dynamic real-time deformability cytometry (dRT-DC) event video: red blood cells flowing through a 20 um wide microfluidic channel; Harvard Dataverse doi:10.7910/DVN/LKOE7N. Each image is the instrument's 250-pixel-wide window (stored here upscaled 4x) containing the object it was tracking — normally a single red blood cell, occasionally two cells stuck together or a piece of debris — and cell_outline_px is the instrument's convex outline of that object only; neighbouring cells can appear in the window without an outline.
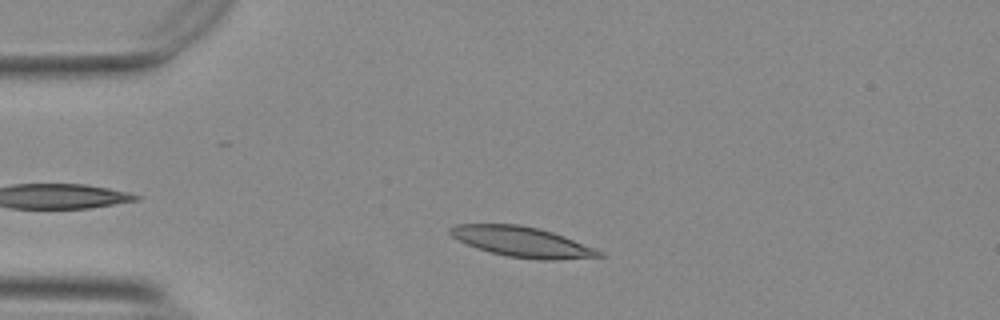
{"species": "Egyptian fruit bat (a non-hibernating species)", "species_latin": "Rousettus aegyptiacus", "temperature_condition": "warm", "stored_images_in_passage": 42, "camera_frame_rate_fps": 3000, "um_per_image_px": 0.085, "animal": {"sex": "female"}, "frame": {"image": 1, "passage_image": 8, "time_ms": 2.333, "image_size_px": [1000, 320], "cell_outline_px": [[604, 256], [556, 260], [544, 260], [508, 256], [492, 252], [468, 244], [452, 236], [448, 232], [448, 228], [456, 224], [520, 224], [540, 228], [564, 236], [604, 252]], "centroid_in_image_um": [44.4, 20.54], "position_along_channel_um": 40.6, "area_um2": 25.95}}
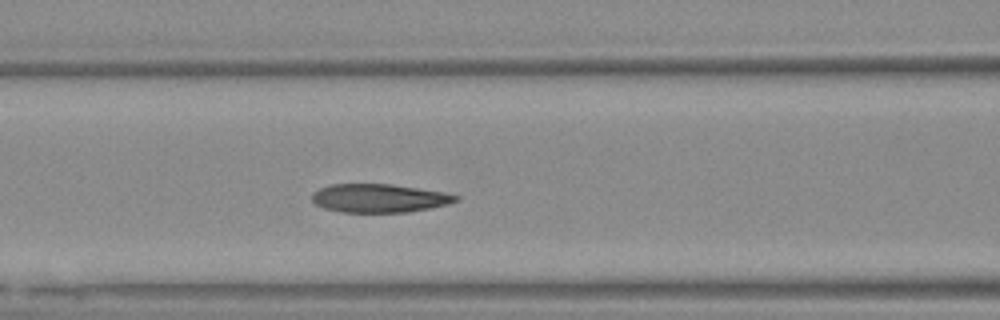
{"frame": {"image": 2, "passage_image": 18, "time_ms": 5.667, "image_size_px": [1000, 320], "cell_outline_px": [[460, 200], [448, 204], [408, 212], [340, 212], [324, 208], [316, 204], [312, 200], [312, 192], [320, 188], [332, 184], [392, 184], [444, 192], [460, 196]], "centroid_in_image_um": [32.24, 16.84], "position_along_channel_um": 134.4, "area_um2": 23.87}}
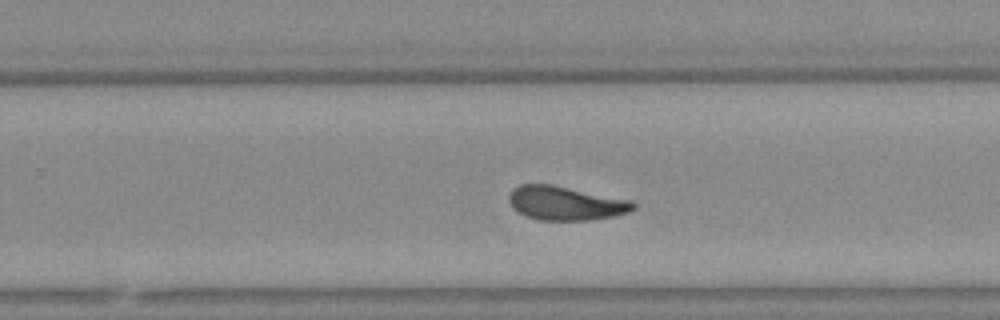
{"frame": {"image": 3, "passage_image": 30, "time_ms": 9.667, "image_size_px": [1000, 320], "cell_outline_px": [[636, 208], [628, 212], [616, 216], [592, 220], [540, 220], [524, 216], [516, 212], [512, 208], [508, 200], [508, 196], [512, 188], [520, 184], [552, 184], [632, 200], [636, 204]], "centroid_in_image_um": [48.06, 17.27], "position_along_channel_um": 281.7, "area_um2": 25.03}, "authors_computed_cell_mechanics": {"area_um2": 24.6517, "velocity_mm_per_s": 3.7054, "shape_relaxation_time_tau1_ms": 6.472, "shape_relaxation_time_tau2_ms": 2.3048, "deformation_change_tau1": 0.1811, "deformation_change_tau2": 0.0916}}